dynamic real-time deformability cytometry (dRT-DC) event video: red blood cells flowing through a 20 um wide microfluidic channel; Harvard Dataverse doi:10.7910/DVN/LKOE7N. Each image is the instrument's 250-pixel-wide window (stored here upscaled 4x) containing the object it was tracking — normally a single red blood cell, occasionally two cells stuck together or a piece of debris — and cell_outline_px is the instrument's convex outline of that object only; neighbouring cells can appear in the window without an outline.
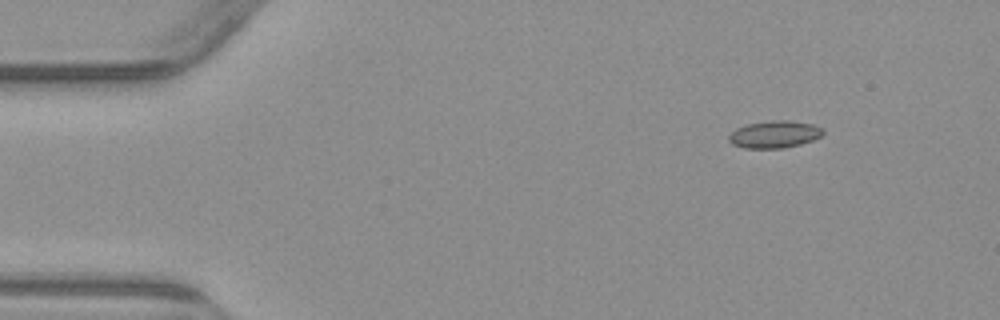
{"species": "common noctule bat (a hibernating species)", "species_latin": "Nyctalus noctula", "temperature_condition": "warm", "stored_images_in_passage": 4, "camera_frame_rate_fps": 3000, "um_per_image_px": 0.085, "animal": {"sex": "male", "body_mass_g": 23.1, "forearm_length_mm": 52.7}, "frame": {"image": 1, "passage_image": 1, "time_ms": 0.0, "image_size_px": [1000, 320], "cell_outline_px": [[824, 132], [820, 136], [812, 140], [800, 144], [784, 148], [744, 148], [732, 144], [728, 140], [728, 136], [736, 128], [748, 124], [772, 120], [788, 120], [812, 124], [824, 128]], "centroid_in_image_um": [65.83, 11.42], "position_along_channel_um": 19.2, "area_um2": 14.91}}
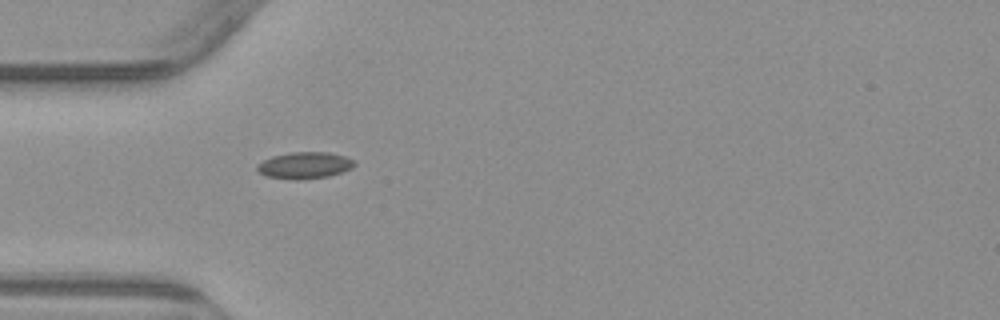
{"frame": {"image": 2, "passage_image": 4, "time_ms": 3.333, "image_size_px": [1000, 320], "cell_outline_px": [[356, 164], [352, 168], [328, 176], [300, 180], [296, 180], [264, 176], [256, 168], [264, 160], [272, 156], [292, 152], [328, 152], [344, 156], [356, 160]], "centroid_in_image_um": [25.92, 14.05], "position_along_channel_um": 59.1, "area_um2": 15.03}}